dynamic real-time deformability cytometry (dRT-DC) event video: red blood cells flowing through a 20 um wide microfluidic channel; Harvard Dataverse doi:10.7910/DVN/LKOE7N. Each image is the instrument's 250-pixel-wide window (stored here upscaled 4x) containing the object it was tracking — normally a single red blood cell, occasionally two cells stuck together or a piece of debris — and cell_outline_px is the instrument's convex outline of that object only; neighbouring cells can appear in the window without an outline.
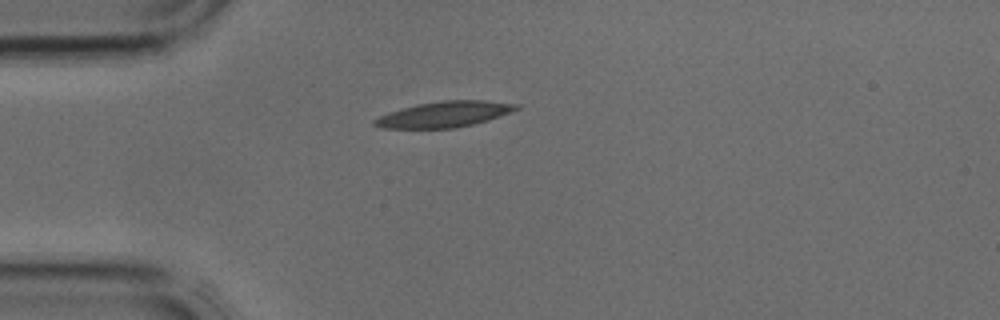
{"species": "common noctule bat (a hibernating species)", "species_latin": "Nyctalus noctula", "temperature_condition": "cold", "stored_images_in_passage": 1, "camera_frame_rate_fps": 3000, "um_per_image_px": 0.085, "animal": {"sex": "male", "body_mass_g": 17.9, "forearm_length_mm": 54.2}, "frame": {"image": 1, "passage_image": 1, "time_ms": 0.0, "image_size_px": [1000, 320], "cell_outline_px": [[520, 108], [488, 120], [456, 128], [384, 128], [372, 124], [372, 120], [380, 116], [416, 104], [444, 100], [484, 100], [520, 104]], "centroid_in_image_um": [37.79, 9.71], "position_along_channel_um": 47.2, "area_um2": 21.04}}